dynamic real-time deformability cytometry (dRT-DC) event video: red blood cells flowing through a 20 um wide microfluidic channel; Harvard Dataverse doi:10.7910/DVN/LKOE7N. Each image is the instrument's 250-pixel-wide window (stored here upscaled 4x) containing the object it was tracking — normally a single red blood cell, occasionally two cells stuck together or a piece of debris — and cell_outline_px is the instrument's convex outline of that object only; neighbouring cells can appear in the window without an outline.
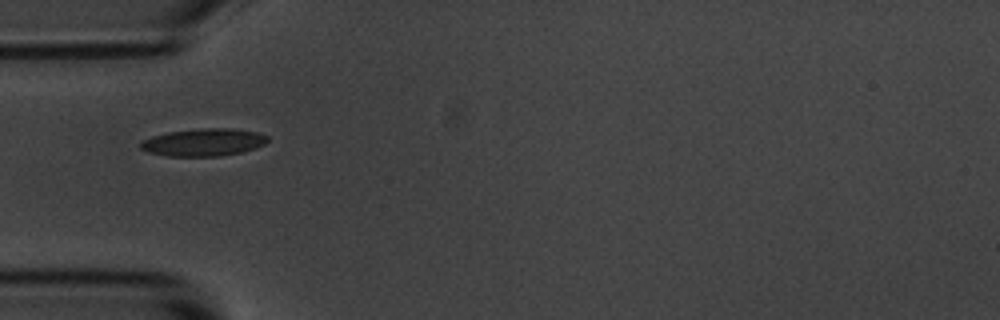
{"species": "common noctule bat (a hibernating species)", "species_latin": "Nyctalus noctula", "temperature_condition": "room temperature", "stored_images_in_passage": 6, "camera_frame_rate_fps": 3000, "um_per_image_px": 0.085, "animal": {"sex": "male", "body_mass_g": 20.1, "forearm_length_mm": 53.5}, "frame": {"image": 1, "passage_image": 5, "time_ms": 4.333, "image_size_px": [1000, 320], "cell_outline_px": [[268, 140], [264, 144], [256, 148], [244, 152], [220, 156], [168, 156], [148, 152], [140, 148], [140, 144], [144, 140], [152, 136], [168, 132], [204, 128], [232, 128], [256, 132], [268, 136]], "centroid_in_image_um": [17.33, 12.1], "position_along_channel_um": 67.7, "area_um2": 20.35}}